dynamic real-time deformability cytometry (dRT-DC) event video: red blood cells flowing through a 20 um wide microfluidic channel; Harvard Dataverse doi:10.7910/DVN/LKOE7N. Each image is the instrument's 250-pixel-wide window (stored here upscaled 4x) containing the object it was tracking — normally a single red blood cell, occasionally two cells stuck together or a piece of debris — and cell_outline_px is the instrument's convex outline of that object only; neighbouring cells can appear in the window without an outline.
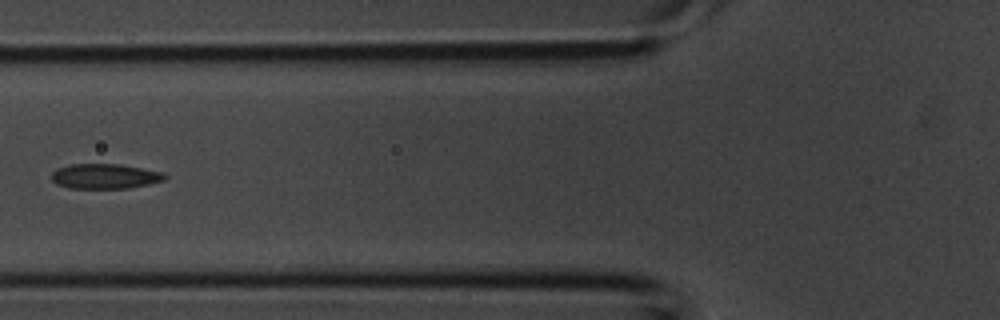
{"species": "common noctule bat (a hibernating species)", "species_latin": "Nyctalus noctula", "temperature_condition": "room temperature", "stored_images_in_passage": 34, "camera_frame_rate_fps": 3000, "um_per_image_px": 0.085, "animal": {"sex": "male", "body_mass_g": 20.1, "forearm_length_mm": 53.5}, "frame": {"image": 1, "passage_image": 10, "time_ms": 3.0, "image_size_px": [1000, 320], "cell_outline_px": [[168, 176], [164, 180], [148, 184], [128, 188], [68, 188], [56, 184], [52, 180], [52, 172], [56, 168], [72, 164], [120, 164], [164, 172]], "centroid_in_image_um": [8.91, 14.98], "position_along_channel_um": 116.9, "area_um2": 16.53}}